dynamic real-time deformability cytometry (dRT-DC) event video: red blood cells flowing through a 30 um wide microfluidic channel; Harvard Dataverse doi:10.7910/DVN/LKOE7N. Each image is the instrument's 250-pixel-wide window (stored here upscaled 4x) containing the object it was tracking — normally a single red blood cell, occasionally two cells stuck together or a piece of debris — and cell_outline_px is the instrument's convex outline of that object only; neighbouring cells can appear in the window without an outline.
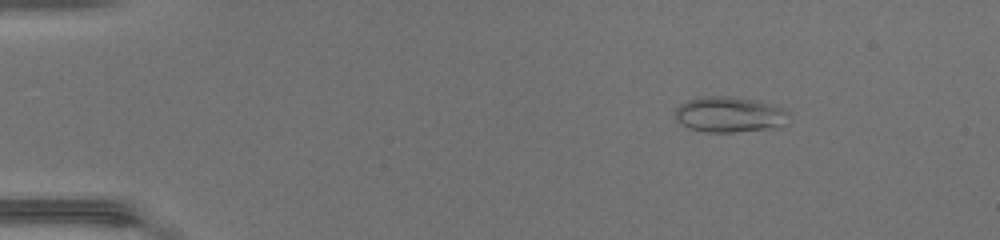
{"species": "common noctule bat (a hibernating species)", "species_latin": "Nyctalus noctula", "temperature_condition": "warm", "stored_images_in_passage": 48, "camera_frame_rate_fps": 3000, "um_per_image_px": 0.085, "animal": {"sex": "female", "body_mass_g": 17.0, "forearm_length_mm": 48.0}, "frame": {"image": 1, "passage_image": 8, "time_ms": 2.333, "image_size_px": [1000, 240], "cell_outline_px": [[788, 124], [780, 128], [736, 132], [704, 132], [688, 128], [680, 124], [676, 120], [676, 108], [680, 104], [688, 100], [700, 96], [732, 96], [776, 104], [784, 108], [788, 112]], "centroid_in_image_um": [62.06, 9.74], "position_along_channel_um": 22.9, "area_um2": 24.22}}
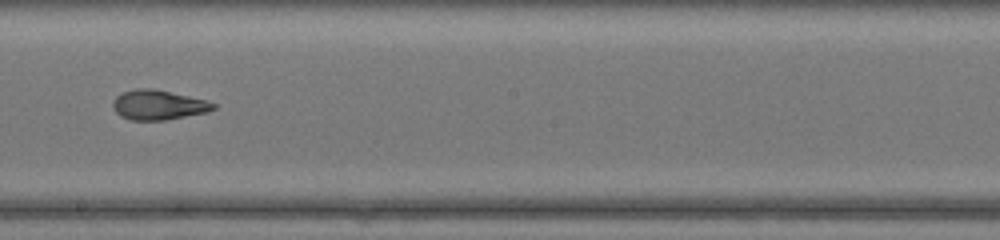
{"frame": {"image": 2, "passage_image": 29, "time_ms": 9.333, "image_size_px": [1000, 240], "cell_outline_px": [[216, 108], [208, 112], [164, 120], [132, 120], [120, 116], [116, 112], [112, 104], [112, 100], [116, 96], [124, 92], [136, 88], [152, 88], [208, 100], [216, 104]], "centroid_in_image_um": [13.47, 8.91], "position_along_channel_um": 234.7, "area_um2": 17.46}}
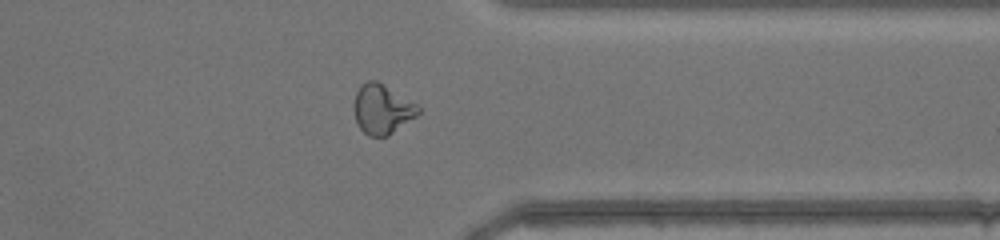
{"frame": {"image": 3, "passage_image": 39, "time_ms": 12.667, "image_size_px": [1000, 240], "cell_outline_px": [[420, 112], [416, 116], [388, 136], [368, 136], [356, 124], [352, 108], [352, 104], [356, 92], [360, 84], [368, 80], [376, 80], [416, 104], [420, 108]], "centroid_in_image_um": [32.42, 9.28], "position_along_channel_um": 379.0, "area_um2": 18.67}, "authors_computed_cell_mechanics": {"area_um2": 19.7387, "velocity_mm_per_s": 4.4518, "shape_relaxation_time_tau1_ms": null, "shape_relaxation_time_tau2_ms": 1.4926, "deformation_change_tau1": null, "deformation_change_tau2": 0.0723}}